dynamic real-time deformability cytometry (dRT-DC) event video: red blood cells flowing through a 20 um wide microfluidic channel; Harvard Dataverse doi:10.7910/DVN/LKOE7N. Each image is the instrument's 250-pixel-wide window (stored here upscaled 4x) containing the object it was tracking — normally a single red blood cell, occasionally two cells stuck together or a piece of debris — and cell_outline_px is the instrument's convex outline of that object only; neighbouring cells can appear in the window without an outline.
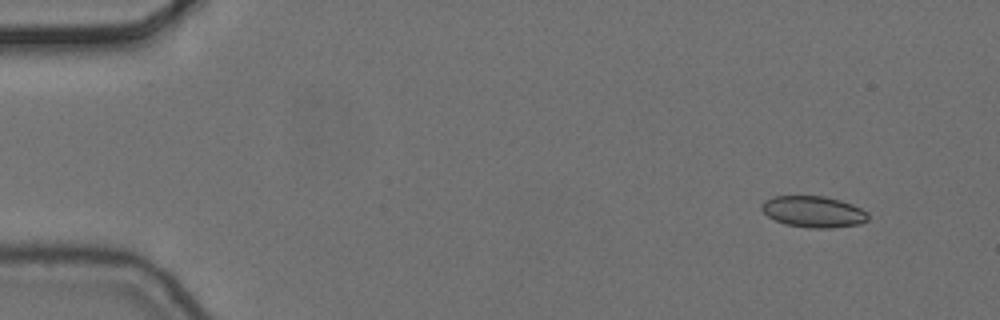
{"species": "common noctule bat (a hibernating species)", "species_latin": "Nyctalus noctula", "temperature_condition": "cold", "stored_images_in_passage": 5, "camera_frame_rate_fps": 3000, "um_per_image_px": 0.085, "animal": {"sex": "female", "body_mass_g": 24.6, "forearm_length_mm": 56.2}, "frame": {"image": 1, "passage_image": 1, "time_ms": 0.0, "image_size_px": [1000, 320], "cell_outline_px": [[868, 220], [860, 224], [832, 228], [808, 228], [784, 224], [768, 216], [760, 208], [760, 204], [764, 200], [772, 196], [824, 196], [840, 200], [852, 204], [868, 212]], "centroid_in_image_um": [69.13, 17.99], "position_along_channel_um": 15.9, "area_um2": 19.59}}
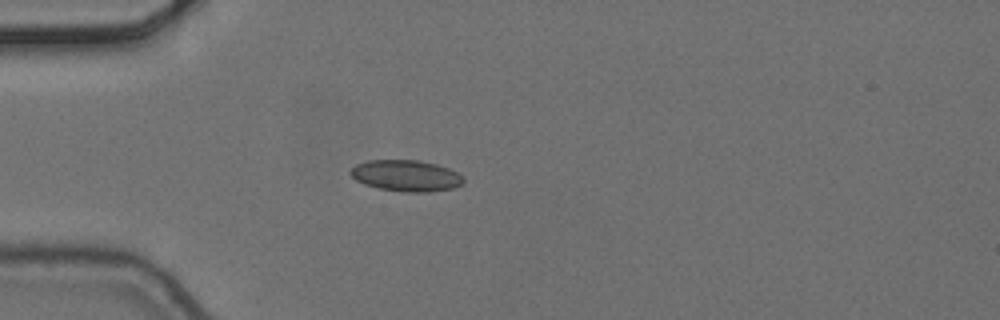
{"frame": {"image": 2, "passage_image": 4, "time_ms": 1.0, "image_size_px": [1000, 320], "cell_outline_px": [[464, 180], [460, 184], [452, 188], [428, 192], [404, 192], [380, 188], [364, 184], [356, 180], [348, 172], [356, 164], [368, 160], [420, 160], [436, 164], [448, 168], [456, 172]], "centroid_in_image_um": [34.48, 14.92], "position_along_channel_um": 50.5, "area_um2": 20.4}}